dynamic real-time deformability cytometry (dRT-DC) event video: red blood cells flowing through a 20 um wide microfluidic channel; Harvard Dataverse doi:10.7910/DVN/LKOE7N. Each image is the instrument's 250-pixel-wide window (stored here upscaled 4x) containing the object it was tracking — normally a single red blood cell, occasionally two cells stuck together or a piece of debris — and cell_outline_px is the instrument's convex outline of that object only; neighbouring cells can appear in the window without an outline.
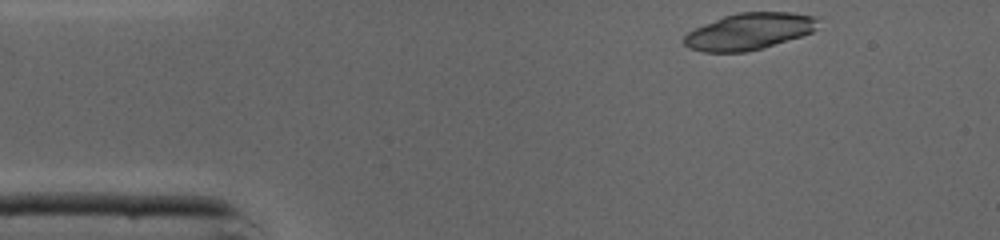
{"species": "common noctule bat (a hibernating species)", "species_latin": "Nyctalus noctula", "temperature_condition": "cold", "stored_images_in_passage": 40, "camera_frame_rate_fps": 3000, "um_per_image_px": 0.085, "animal": {"sex": "male", "body_mass_g": 19.0, "forearm_length_mm": 50.8}, "frame": {"image": 1, "passage_image": 1, "time_ms": 0.0, "image_size_px": [1000, 240], "cell_outline_px": [[820, 16], [816, 28], [812, 32], [800, 36], [760, 48], [744, 52], [704, 52], [688, 48], [684, 44], [684, 36], [688, 32], [704, 24], [724, 16], [736, 12], [792, 12]], "centroid_in_image_um": [63.69, 2.65], "position_along_channel_um": 21.3, "area_um2": 28.5}}